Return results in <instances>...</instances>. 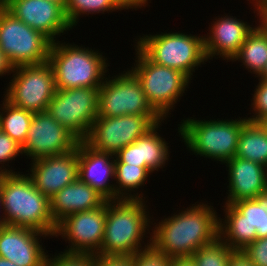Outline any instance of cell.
<instances>
[{"mask_svg": "<svg viewBox=\"0 0 267 266\" xmlns=\"http://www.w3.org/2000/svg\"><path fill=\"white\" fill-rule=\"evenodd\" d=\"M198 203L155 222L149 235L151 246L171 259L190 258L200 247L219 237L215 208L208 202Z\"/></svg>", "mask_w": 267, "mask_h": 266, "instance_id": "obj_1", "label": "cell"}, {"mask_svg": "<svg viewBox=\"0 0 267 266\" xmlns=\"http://www.w3.org/2000/svg\"><path fill=\"white\" fill-rule=\"evenodd\" d=\"M146 202L144 199L106 201L100 257H131L151 246V239H147V243L143 241L145 237L151 238L146 234H151L149 228L154 222L149 216L150 210Z\"/></svg>", "mask_w": 267, "mask_h": 266, "instance_id": "obj_2", "label": "cell"}, {"mask_svg": "<svg viewBox=\"0 0 267 266\" xmlns=\"http://www.w3.org/2000/svg\"><path fill=\"white\" fill-rule=\"evenodd\" d=\"M0 174V195L7 225L31 228L54 237L57 224L50 199L37 190L23 172Z\"/></svg>", "mask_w": 267, "mask_h": 266, "instance_id": "obj_3", "label": "cell"}, {"mask_svg": "<svg viewBox=\"0 0 267 266\" xmlns=\"http://www.w3.org/2000/svg\"><path fill=\"white\" fill-rule=\"evenodd\" d=\"M73 44V45H72ZM99 50L59 41L50 47L48 62L52 66L57 90L99 88L104 82L109 63Z\"/></svg>", "mask_w": 267, "mask_h": 266, "instance_id": "obj_4", "label": "cell"}, {"mask_svg": "<svg viewBox=\"0 0 267 266\" xmlns=\"http://www.w3.org/2000/svg\"><path fill=\"white\" fill-rule=\"evenodd\" d=\"M247 120V116L235 120L184 118L178 124V133L190 153L224 164L236 155L239 135Z\"/></svg>", "mask_w": 267, "mask_h": 266, "instance_id": "obj_5", "label": "cell"}, {"mask_svg": "<svg viewBox=\"0 0 267 266\" xmlns=\"http://www.w3.org/2000/svg\"><path fill=\"white\" fill-rule=\"evenodd\" d=\"M139 37V38H138ZM136 46L155 64L181 71L191 80L193 72L207 62L204 36L166 32L137 36Z\"/></svg>", "mask_w": 267, "mask_h": 266, "instance_id": "obj_6", "label": "cell"}, {"mask_svg": "<svg viewBox=\"0 0 267 266\" xmlns=\"http://www.w3.org/2000/svg\"><path fill=\"white\" fill-rule=\"evenodd\" d=\"M134 48L136 64L129 70L136 76L152 108L166 121L189 88L191 79L179 70L155 64L136 45Z\"/></svg>", "mask_w": 267, "mask_h": 266, "instance_id": "obj_7", "label": "cell"}, {"mask_svg": "<svg viewBox=\"0 0 267 266\" xmlns=\"http://www.w3.org/2000/svg\"><path fill=\"white\" fill-rule=\"evenodd\" d=\"M113 76H106L99 87L97 117L149 115L157 124L164 123L165 119L152 108L139 81L130 70Z\"/></svg>", "mask_w": 267, "mask_h": 266, "instance_id": "obj_8", "label": "cell"}, {"mask_svg": "<svg viewBox=\"0 0 267 266\" xmlns=\"http://www.w3.org/2000/svg\"><path fill=\"white\" fill-rule=\"evenodd\" d=\"M11 78L3 94L8 102L32 113L47 111L56 91L54 72L48 61L16 66Z\"/></svg>", "mask_w": 267, "mask_h": 266, "instance_id": "obj_9", "label": "cell"}, {"mask_svg": "<svg viewBox=\"0 0 267 266\" xmlns=\"http://www.w3.org/2000/svg\"><path fill=\"white\" fill-rule=\"evenodd\" d=\"M52 42L10 13L0 1V49L14 67L48 61Z\"/></svg>", "mask_w": 267, "mask_h": 266, "instance_id": "obj_10", "label": "cell"}, {"mask_svg": "<svg viewBox=\"0 0 267 266\" xmlns=\"http://www.w3.org/2000/svg\"><path fill=\"white\" fill-rule=\"evenodd\" d=\"M99 88H70L55 91L48 113L80 141L88 135L98 116Z\"/></svg>", "mask_w": 267, "mask_h": 266, "instance_id": "obj_11", "label": "cell"}, {"mask_svg": "<svg viewBox=\"0 0 267 266\" xmlns=\"http://www.w3.org/2000/svg\"><path fill=\"white\" fill-rule=\"evenodd\" d=\"M156 124L149 115L97 117L83 142L93 150L115 155Z\"/></svg>", "mask_w": 267, "mask_h": 266, "instance_id": "obj_12", "label": "cell"}, {"mask_svg": "<svg viewBox=\"0 0 267 266\" xmlns=\"http://www.w3.org/2000/svg\"><path fill=\"white\" fill-rule=\"evenodd\" d=\"M106 220V202L92 210L66 216L57 224L54 237H62L67 248L63 253L87 254L100 257V248L104 236Z\"/></svg>", "mask_w": 267, "mask_h": 266, "instance_id": "obj_13", "label": "cell"}, {"mask_svg": "<svg viewBox=\"0 0 267 266\" xmlns=\"http://www.w3.org/2000/svg\"><path fill=\"white\" fill-rule=\"evenodd\" d=\"M79 142L72 132L45 111L34 113L26 141L21 147L23 156L33 161L71 152Z\"/></svg>", "mask_w": 267, "mask_h": 266, "instance_id": "obj_14", "label": "cell"}, {"mask_svg": "<svg viewBox=\"0 0 267 266\" xmlns=\"http://www.w3.org/2000/svg\"><path fill=\"white\" fill-rule=\"evenodd\" d=\"M16 18L41 32L52 43L72 26L65 14V7L50 0H0ZM62 33V35H61Z\"/></svg>", "mask_w": 267, "mask_h": 266, "instance_id": "obj_15", "label": "cell"}, {"mask_svg": "<svg viewBox=\"0 0 267 266\" xmlns=\"http://www.w3.org/2000/svg\"><path fill=\"white\" fill-rule=\"evenodd\" d=\"M30 162L27 175L35 188L49 199L78 178V146L71 152Z\"/></svg>", "mask_w": 267, "mask_h": 266, "instance_id": "obj_16", "label": "cell"}, {"mask_svg": "<svg viewBox=\"0 0 267 266\" xmlns=\"http://www.w3.org/2000/svg\"><path fill=\"white\" fill-rule=\"evenodd\" d=\"M46 236L50 237L31 228L2 226L0 227V257L17 266H45L48 252L45 251V247H42L40 237L45 239Z\"/></svg>", "mask_w": 267, "mask_h": 266, "instance_id": "obj_17", "label": "cell"}, {"mask_svg": "<svg viewBox=\"0 0 267 266\" xmlns=\"http://www.w3.org/2000/svg\"><path fill=\"white\" fill-rule=\"evenodd\" d=\"M215 17L207 35H204V50L207 60L221 57L230 62L239 52L248 34L255 26L230 15Z\"/></svg>", "mask_w": 267, "mask_h": 266, "instance_id": "obj_18", "label": "cell"}, {"mask_svg": "<svg viewBox=\"0 0 267 266\" xmlns=\"http://www.w3.org/2000/svg\"><path fill=\"white\" fill-rule=\"evenodd\" d=\"M224 164L228 168L229 182L225 203L255 199L267 191V167L264 165L240 157H233Z\"/></svg>", "mask_w": 267, "mask_h": 266, "instance_id": "obj_19", "label": "cell"}, {"mask_svg": "<svg viewBox=\"0 0 267 266\" xmlns=\"http://www.w3.org/2000/svg\"><path fill=\"white\" fill-rule=\"evenodd\" d=\"M114 170V155L98 152L91 149L83 141L79 142L78 178L94 188L106 201L115 200V188L112 183Z\"/></svg>", "mask_w": 267, "mask_h": 266, "instance_id": "obj_20", "label": "cell"}, {"mask_svg": "<svg viewBox=\"0 0 267 266\" xmlns=\"http://www.w3.org/2000/svg\"><path fill=\"white\" fill-rule=\"evenodd\" d=\"M105 202L94 188L77 178L50 198L51 215L58 224L68 215L96 209Z\"/></svg>", "mask_w": 267, "mask_h": 266, "instance_id": "obj_21", "label": "cell"}, {"mask_svg": "<svg viewBox=\"0 0 267 266\" xmlns=\"http://www.w3.org/2000/svg\"><path fill=\"white\" fill-rule=\"evenodd\" d=\"M225 218L218 219L219 238L233 251H242L257 239L256 228L233 204L225 203Z\"/></svg>", "mask_w": 267, "mask_h": 266, "instance_id": "obj_22", "label": "cell"}, {"mask_svg": "<svg viewBox=\"0 0 267 266\" xmlns=\"http://www.w3.org/2000/svg\"><path fill=\"white\" fill-rule=\"evenodd\" d=\"M257 21V26L248 34L239 52L231 60L241 62L255 77H259L267 65V25L262 19Z\"/></svg>", "mask_w": 267, "mask_h": 266, "instance_id": "obj_23", "label": "cell"}, {"mask_svg": "<svg viewBox=\"0 0 267 266\" xmlns=\"http://www.w3.org/2000/svg\"><path fill=\"white\" fill-rule=\"evenodd\" d=\"M234 157L257 162L267 167V129L259 122L247 120L240 132Z\"/></svg>", "mask_w": 267, "mask_h": 266, "instance_id": "obj_24", "label": "cell"}, {"mask_svg": "<svg viewBox=\"0 0 267 266\" xmlns=\"http://www.w3.org/2000/svg\"><path fill=\"white\" fill-rule=\"evenodd\" d=\"M151 173L153 172L146 167H138L126 163H115V200H143V198L145 200V195H143L142 192L139 194L138 191L142 185L144 186L146 184L145 182L148 180V176H150Z\"/></svg>", "mask_w": 267, "mask_h": 266, "instance_id": "obj_25", "label": "cell"}, {"mask_svg": "<svg viewBox=\"0 0 267 266\" xmlns=\"http://www.w3.org/2000/svg\"><path fill=\"white\" fill-rule=\"evenodd\" d=\"M160 125L162 126L161 123L156 124L145 135L134 141L139 146L140 163H144V167L152 172L165 167L171 153L168 142L158 133Z\"/></svg>", "mask_w": 267, "mask_h": 266, "instance_id": "obj_26", "label": "cell"}, {"mask_svg": "<svg viewBox=\"0 0 267 266\" xmlns=\"http://www.w3.org/2000/svg\"><path fill=\"white\" fill-rule=\"evenodd\" d=\"M0 104V130L21 146L25 143L34 113L12 105L5 98Z\"/></svg>", "mask_w": 267, "mask_h": 266, "instance_id": "obj_27", "label": "cell"}, {"mask_svg": "<svg viewBox=\"0 0 267 266\" xmlns=\"http://www.w3.org/2000/svg\"><path fill=\"white\" fill-rule=\"evenodd\" d=\"M233 205L245 215V219L256 228L257 238L267 237V191L255 199H243Z\"/></svg>", "mask_w": 267, "mask_h": 266, "instance_id": "obj_28", "label": "cell"}, {"mask_svg": "<svg viewBox=\"0 0 267 266\" xmlns=\"http://www.w3.org/2000/svg\"><path fill=\"white\" fill-rule=\"evenodd\" d=\"M233 250L219 237L200 247L190 258L196 266H228Z\"/></svg>", "mask_w": 267, "mask_h": 266, "instance_id": "obj_29", "label": "cell"}, {"mask_svg": "<svg viewBox=\"0 0 267 266\" xmlns=\"http://www.w3.org/2000/svg\"><path fill=\"white\" fill-rule=\"evenodd\" d=\"M117 10L109 0H68L65 6V14L73 29L78 24L79 18L86 14V16L104 14V12H118Z\"/></svg>", "mask_w": 267, "mask_h": 266, "instance_id": "obj_30", "label": "cell"}, {"mask_svg": "<svg viewBox=\"0 0 267 266\" xmlns=\"http://www.w3.org/2000/svg\"><path fill=\"white\" fill-rule=\"evenodd\" d=\"M22 155L21 145L0 130V164H2L0 165V174L17 173L12 167L10 169L8 168V163H11L12 160L15 161L17 156L20 157ZM5 166H7V168Z\"/></svg>", "mask_w": 267, "mask_h": 266, "instance_id": "obj_31", "label": "cell"}, {"mask_svg": "<svg viewBox=\"0 0 267 266\" xmlns=\"http://www.w3.org/2000/svg\"><path fill=\"white\" fill-rule=\"evenodd\" d=\"M48 254L45 266H94V255L67 254L59 252L58 255Z\"/></svg>", "mask_w": 267, "mask_h": 266, "instance_id": "obj_32", "label": "cell"}, {"mask_svg": "<svg viewBox=\"0 0 267 266\" xmlns=\"http://www.w3.org/2000/svg\"><path fill=\"white\" fill-rule=\"evenodd\" d=\"M133 266H170L171 258L152 246L140 250L130 257Z\"/></svg>", "mask_w": 267, "mask_h": 266, "instance_id": "obj_33", "label": "cell"}, {"mask_svg": "<svg viewBox=\"0 0 267 266\" xmlns=\"http://www.w3.org/2000/svg\"><path fill=\"white\" fill-rule=\"evenodd\" d=\"M258 81L250 105L253 115L250 116L251 118L247 117L248 120L256 122H259L267 114V82L260 78Z\"/></svg>", "mask_w": 267, "mask_h": 266, "instance_id": "obj_34", "label": "cell"}, {"mask_svg": "<svg viewBox=\"0 0 267 266\" xmlns=\"http://www.w3.org/2000/svg\"><path fill=\"white\" fill-rule=\"evenodd\" d=\"M242 251L254 266H267V237L257 238Z\"/></svg>", "mask_w": 267, "mask_h": 266, "instance_id": "obj_35", "label": "cell"}, {"mask_svg": "<svg viewBox=\"0 0 267 266\" xmlns=\"http://www.w3.org/2000/svg\"><path fill=\"white\" fill-rule=\"evenodd\" d=\"M115 156V163H126L133 166L144 167L140 163L139 146L135 143L122 148Z\"/></svg>", "mask_w": 267, "mask_h": 266, "instance_id": "obj_36", "label": "cell"}, {"mask_svg": "<svg viewBox=\"0 0 267 266\" xmlns=\"http://www.w3.org/2000/svg\"><path fill=\"white\" fill-rule=\"evenodd\" d=\"M94 266H133L130 257H98L94 256Z\"/></svg>", "mask_w": 267, "mask_h": 266, "instance_id": "obj_37", "label": "cell"}, {"mask_svg": "<svg viewBox=\"0 0 267 266\" xmlns=\"http://www.w3.org/2000/svg\"><path fill=\"white\" fill-rule=\"evenodd\" d=\"M117 9L118 11H122L125 9H137L145 8L148 4V0H109ZM147 3V4H146Z\"/></svg>", "mask_w": 267, "mask_h": 266, "instance_id": "obj_38", "label": "cell"}, {"mask_svg": "<svg viewBox=\"0 0 267 266\" xmlns=\"http://www.w3.org/2000/svg\"><path fill=\"white\" fill-rule=\"evenodd\" d=\"M228 266H254L250 259L244 254L243 251H233Z\"/></svg>", "mask_w": 267, "mask_h": 266, "instance_id": "obj_39", "label": "cell"}, {"mask_svg": "<svg viewBox=\"0 0 267 266\" xmlns=\"http://www.w3.org/2000/svg\"><path fill=\"white\" fill-rule=\"evenodd\" d=\"M14 68L7 55L0 49V77H4L3 75L11 76Z\"/></svg>", "mask_w": 267, "mask_h": 266, "instance_id": "obj_40", "label": "cell"}, {"mask_svg": "<svg viewBox=\"0 0 267 266\" xmlns=\"http://www.w3.org/2000/svg\"><path fill=\"white\" fill-rule=\"evenodd\" d=\"M170 266H196L191 258H172Z\"/></svg>", "mask_w": 267, "mask_h": 266, "instance_id": "obj_41", "label": "cell"}, {"mask_svg": "<svg viewBox=\"0 0 267 266\" xmlns=\"http://www.w3.org/2000/svg\"><path fill=\"white\" fill-rule=\"evenodd\" d=\"M257 10L261 19H263L267 15V0H263V2L257 7Z\"/></svg>", "mask_w": 267, "mask_h": 266, "instance_id": "obj_42", "label": "cell"}, {"mask_svg": "<svg viewBox=\"0 0 267 266\" xmlns=\"http://www.w3.org/2000/svg\"><path fill=\"white\" fill-rule=\"evenodd\" d=\"M251 1H252V2H251ZM262 2H263V0H250V3H252L251 6L253 5V7H254L252 10H254V13L256 12L257 18H259V19H261V17H260V14H259L258 10H257V7H258ZM258 16H259V17H258Z\"/></svg>", "mask_w": 267, "mask_h": 266, "instance_id": "obj_43", "label": "cell"}, {"mask_svg": "<svg viewBox=\"0 0 267 266\" xmlns=\"http://www.w3.org/2000/svg\"><path fill=\"white\" fill-rule=\"evenodd\" d=\"M0 209H3V204H2V198H1V195H0ZM2 211H3V210H1L0 213H1ZM5 225H7V224H6V220H5L4 214L2 213V215H0V227L5 226Z\"/></svg>", "mask_w": 267, "mask_h": 266, "instance_id": "obj_44", "label": "cell"}, {"mask_svg": "<svg viewBox=\"0 0 267 266\" xmlns=\"http://www.w3.org/2000/svg\"><path fill=\"white\" fill-rule=\"evenodd\" d=\"M0 266H17L15 263L0 257Z\"/></svg>", "mask_w": 267, "mask_h": 266, "instance_id": "obj_45", "label": "cell"}, {"mask_svg": "<svg viewBox=\"0 0 267 266\" xmlns=\"http://www.w3.org/2000/svg\"><path fill=\"white\" fill-rule=\"evenodd\" d=\"M259 123L267 129V114L259 121Z\"/></svg>", "mask_w": 267, "mask_h": 266, "instance_id": "obj_46", "label": "cell"}, {"mask_svg": "<svg viewBox=\"0 0 267 266\" xmlns=\"http://www.w3.org/2000/svg\"><path fill=\"white\" fill-rule=\"evenodd\" d=\"M262 80H264L265 82H267V65H266V68L264 70V72L258 77Z\"/></svg>", "mask_w": 267, "mask_h": 266, "instance_id": "obj_47", "label": "cell"}, {"mask_svg": "<svg viewBox=\"0 0 267 266\" xmlns=\"http://www.w3.org/2000/svg\"><path fill=\"white\" fill-rule=\"evenodd\" d=\"M50 1H54V2L61 4L65 7L68 0H50Z\"/></svg>", "mask_w": 267, "mask_h": 266, "instance_id": "obj_48", "label": "cell"}, {"mask_svg": "<svg viewBox=\"0 0 267 266\" xmlns=\"http://www.w3.org/2000/svg\"><path fill=\"white\" fill-rule=\"evenodd\" d=\"M267 25V15L262 19Z\"/></svg>", "mask_w": 267, "mask_h": 266, "instance_id": "obj_49", "label": "cell"}]
</instances>
